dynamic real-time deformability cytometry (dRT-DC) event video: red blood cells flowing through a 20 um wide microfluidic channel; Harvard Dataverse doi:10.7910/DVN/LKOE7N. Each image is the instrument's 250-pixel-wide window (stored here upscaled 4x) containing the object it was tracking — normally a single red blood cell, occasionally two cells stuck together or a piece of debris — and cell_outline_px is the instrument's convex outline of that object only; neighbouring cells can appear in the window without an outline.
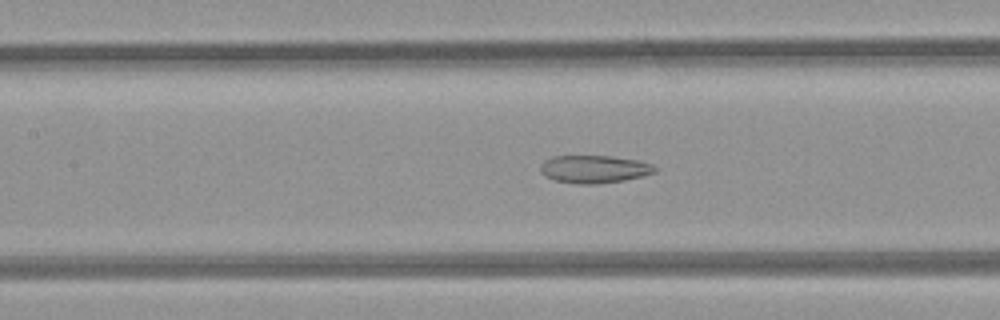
{"species": "common noctule bat (a hibernating species)", "species_latin": "Nyctalus noctula", "temperature_condition": "room temperature", "stored_images_in_passage": 46, "camera_frame_rate_fps": 3000, "um_per_image_px": 0.085, "animal": {"sex": "female", "body_mass_g": 21.9}, "frame": {"image": 1, "passage_image": 23, "time_ms": 7.333, "image_size_px": [1000, 320], "cell_outline_px": [[656, 172], [644, 176], [624, 180], [596, 184], [576, 184], [556, 180], [540, 172], [540, 164], [544, 160], [552, 156], [612, 156], [636, 160], [652, 164], [656, 168]], "centroid_in_image_um": [50.51, 14.37], "position_along_channel_um": 156.9, "area_um2": 18.5}}
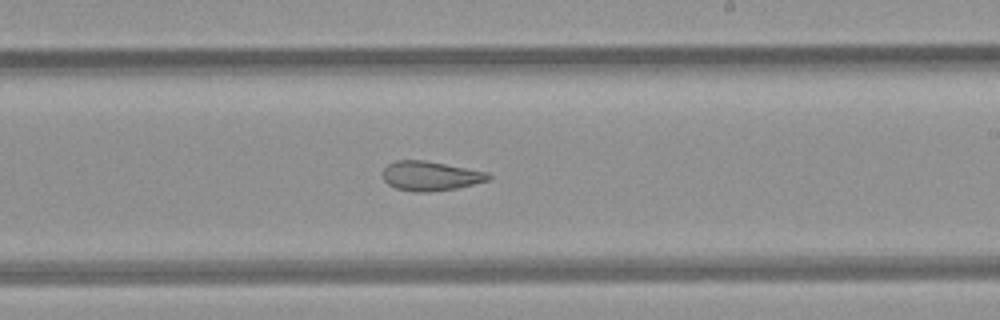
{"frame": {"image": 2, "passage_image": 30, "time_ms": 9.667, "image_size_px": [1000, 320], "cell_outline_px": [[492, 176], [488, 180], [456, 188], [428, 192], [412, 192], [396, 188], [388, 184], [384, 180], [384, 168], [388, 164], [396, 160], [424, 160], [488, 172]], "centroid_in_image_um": [36.57, 14.95], "position_along_channel_um": 252.4, "area_um2": 17.98}}
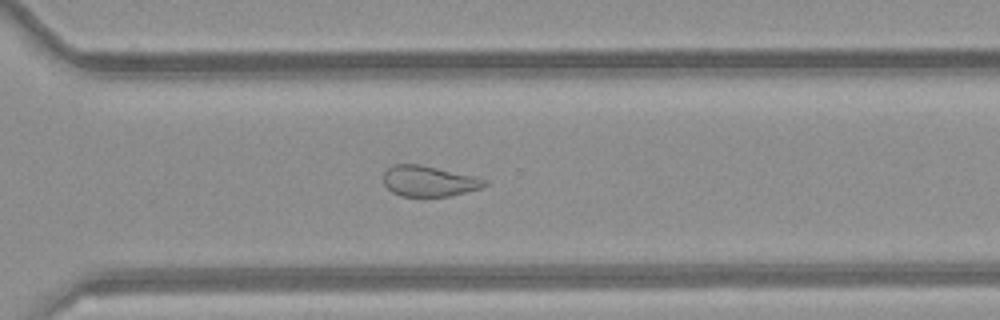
{"frame": {"image": 3, "passage_image": 36, "time_ms": 11.667, "image_size_px": [1000, 320], "cell_outline_px": [[488, 184], [480, 188], [452, 196], [400, 196], [392, 192], [384, 184], [384, 172], [392, 164], [420, 164], [472, 176], [488, 180]], "centroid_in_image_um": [36.44, 15.4], "position_along_channel_um": 334.2, "area_um2": 17.98}, "authors_computed_cell_mechanics": {"area_um2": 24.9696, "velocity_mm_per_s": 4.1084, "shape_relaxation_time_tau1_ms": null, "shape_relaxation_time_tau2_ms": 3.0026, "deformation_change_tau1": null, "deformation_change_tau2": 0.1141}}